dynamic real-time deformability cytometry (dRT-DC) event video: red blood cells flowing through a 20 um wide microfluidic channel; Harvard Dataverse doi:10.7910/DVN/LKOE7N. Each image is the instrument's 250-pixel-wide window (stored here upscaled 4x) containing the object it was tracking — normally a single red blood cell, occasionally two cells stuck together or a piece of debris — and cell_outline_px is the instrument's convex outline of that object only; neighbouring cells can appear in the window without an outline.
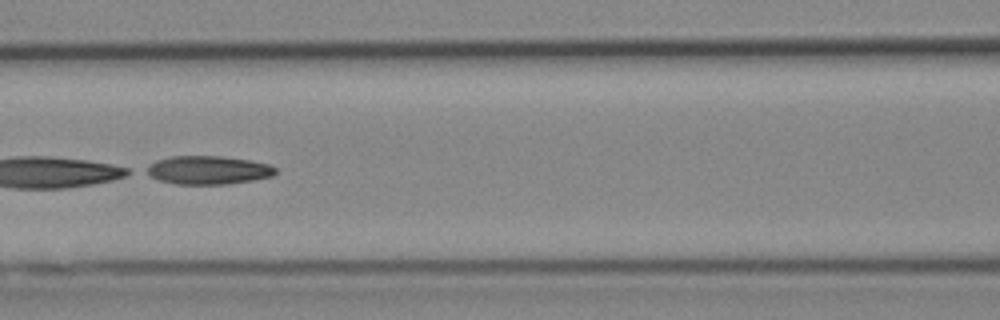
{"species": "Egyptian fruit bat (a non-hibernating species)", "species_latin": "Rousettus aegyptiacus", "temperature_condition": "cold", "stored_images_in_passage": 28, "camera_frame_rate_fps": 3000, "um_per_image_px": 0.085, "animal": {"sex": "female"}, "frame": {"image": 1, "passage_image": 23, "time_ms": 7.333, "image_size_px": [1000, 320], "cell_outline_px": [[276, 172], [272, 176], [252, 180], [228, 184], [176, 184], [160, 180], [144, 172], [140, 168], [156, 160], [172, 156], [220, 156], [248, 160], [268, 164], [276, 168]], "centroid_in_image_um": [17.62, 14.45], "position_along_channel_um": 149.0, "area_um2": 21.44}}